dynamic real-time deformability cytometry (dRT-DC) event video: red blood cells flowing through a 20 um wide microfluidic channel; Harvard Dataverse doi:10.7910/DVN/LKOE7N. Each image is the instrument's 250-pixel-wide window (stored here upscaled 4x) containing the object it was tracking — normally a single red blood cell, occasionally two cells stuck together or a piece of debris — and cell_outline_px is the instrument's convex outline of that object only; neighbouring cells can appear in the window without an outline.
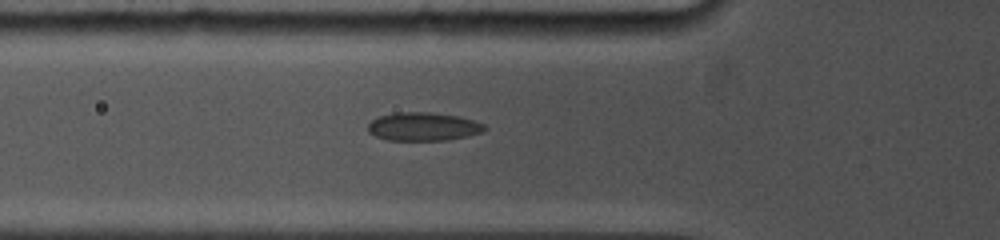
{"species": "common noctule bat (a hibernating species)", "species_latin": "Nyctalus noctula", "temperature_condition": "cold", "stored_images_in_passage": 2, "camera_frame_rate_fps": 5000, "um_per_image_px": 0.085, "animal": {"sex": "female", "body_mass_g": 19.0, "forearm_length_mm": 53.3}, "frame": {"image": 1, "passage_image": 2, "time_ms": 0.4, "image_size_px": [1000, 240], "cell_outline_px": [[488, 128], [484, 132], [468, 136], [448, 140], [388, 140], [376, 136], [368, 132], [368, 124], [372, 120], [380, 116], [396, 112], [428, 112], [460, 116], [484, 124]], "centroid_in_image_um": [36.01, 10.76], "position_along_channel_um": 89.8, "area_um2": 19.36}}